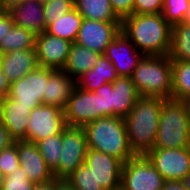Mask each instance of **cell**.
<instances>
[{"instance_id":"6da1fadb","label":"cell","mask_w":190,"mask_h":190,"mask_svg":"<svg viewBox=\"0 0 190 190\" xmlns=\"http://www.w3.org/2000/svg\"><path fill=\"white\" fill-rule=\"evenodd\" d=\"M121 31L144 55H168L172 26L159 14H132L121 21Z\"/></svg>"},{"instance_id":"7a4b0ae2","label":"cell","mask_w":190,"mask_h":190,"mask_svg":"<svg viewBox=\"0 0 190 190\" xmlns=\"http://www.w3.org/2000/svg\"><path fill=\"white\" fill-rule=\"evenodd\" d=\"M166 99L140 96L124 118L134 155H146L155 145L162 104Z\"/></svg>"},{"instance_id":"3957f363","label":"cell","mask_w":190,"mask_h":190,"mask_svg":"<svg viewBox=\"0 0 190 190\" xmlns=\"http://www.w3.org/2000/svg\"><path fill=\"white\" fill-rule=\"evenodd\" d=\"M88 149L113 156L123 163L135 155L131 151L124 118L102 117L84 127Z\"/></svg>"},{"instance_id":"277c9868","label":"cell","mask_w":190,"mask_h":190,"mask_svg":"<svg viewBox=\"0 0 190 190\" xmlns=\"http://www.w3.org/2000/svg\"><path fill=\"white\" fill-rule=\"evenodd\" d=\"M188 147H190L189 102L166 99L161 108L154 148Z\"/></svg>"},{"instance_id":"5b68a950","label":"cell","mask_w":190,"mask_h":190,"mask_svg":"<svg viewBox=\"0 0 190 190\" xmlns=\"http://www.w3.org/2000/svg\"><path fill=\"white\" fill-rule=\"evenodd\" d=\"M130 77L141 96L171 99L172 60L168 55H144Z\"/></svg>"},{"instance_id":"8992f818","label":"cell","mask_w":190,"mask_h":190,"mask_svg":"<svg viewBox=\"0 0 190 190\" xmlns=\"http://www.w3.org/2000/svg\"><path fill=\"white\" fill-rule=\"evenodd\" d=\"M88 150L86 133L83 127L66 126L62 131V149L58 168L53 176L65 180L79 166L84 164Z\"/></svg>"},{"instance_id":"52a82bcc","label":"cell","mask_w":190,"mask_h":190,"mask_svg":"<svg viewBox=\"0 0 190 190\" xmlns=\"http://www.w3.org/2000/svg\"><path fill=\"white\" fill-rule=\"evenodd\" d=\"M164 179L145 155L123 163L120 190H161Z\"/></svg>"},{"instance_id":"ba28073f","label":"cell","mask_w":190,"mask_h":190,"mask_svg":"<svg viewBox=\"0 0 190 190\" xmlns=\"http://www.w3.org/2000/svg\"><path fill=\"white\" fill-rule=\"evenodd\" d=\"M30 120L26 130V141L37 143L49 136L62 133L67 126L64 110L40 104L30 112Z\"/></svg>"},{"instance_id":"9c48e42d","label":"cell","mask_w":190,"mask_h":190,"mask_svg":"<svg viewBox=\"0 0 190 190\" xmlns=\"http://www.w3.org/2000/svg\"><path fill=\"white\" fill-rule=\"evenodd\" d=\"M54 71L52 68L37 66L26 76L11 83L7 97L23 106L43 104L46 81Z\"/></svg>"},{"instance_id":"30bf717a","label":"cell","mask_w":190,"mask_h":190,"mask_svg":"<svg viewBox=\"0 0 190 190\" xmlns=\"http://www.w3.org/2000/svg\"><path fill=\"white\" fill-rule=\"evenodd\" d=\"M145 156L165 181H181L190 172V147L153 148Z\"/></svg>"},{"instance_id":"8fae6325","label":"cell","mask_w":190,"mask_h":190,"mask_svg":"<svg viewBox=\"0 0 190 190\" xmlns=\"http://www.w3.org/2000/svg\"><path fill=\"white\" fill-rule=\"evenodd\" d=\"M67 126L84 127L100 118L99 95L75 87L64 109Z\"/></svg>"},{"instance_id":"7c38bea8","label":"cell","mask_w":190,"mask_h":190,"mask_svg":"<svg viewBox=\"0 0 190 190\" xmlns=\"http://www.w3.org/2000/svg\"><path fill=\"white\" fill-rule=\"evenodd\" d=\"M121 32V21H94L84 18L76 43L104 54L106 47Z\"/></svg>"},{"instance_id":"4fadbf2b","label":"cell","mask_w":190,"mask_h":190,"mask_svg":"<svg viewBox=\"0 0 190 190\" xmlns=\"http://www.w3.org/2000/svg\"><path fill=\"white\" fill-rule=\"evenodd\" d=\"M84 164L87 165L97 184L104 190H120L123 162L100 151L88 149Z\"/></svg>"},{"instance_id":"5bb4252c","label":"cell","mask_w":190,"mask_h":190,"mask_svg":"<svg viewBox=\"0 0 190 190\" xmlns=\"http://www.w3.org/2000/svg\"><path fill=\"white\" fill-rule=\"evenodd\" d=\"M72 42L53 36L46 31L36 36L35 50L38 66L62 70Z\"/></svg>"},{"instance_id":"9a60e30c","label":"cell","mask_w":190,"mask_h":190,"mask_svg":"<svg viewBox=\"0 0 190 190\" xmlns=\"http://www.w3.org/2000/svg\"><path fill=\"white\" fill-rule=\"evenodd\" d=\"M104 56L114 65L119 76L130 77L144 54L121 31L106 47Z\"/></svg>"},{"instance_id":"2e32d148","label":"cell","mask_w":190,"mask_h":190,"mask_svg":"<svg viewBox=\"0 0 190 190\" xmlns=\"http://www.w3.org/2000/svg\"><path fill=\"white\" fill-rule=\"evenodd\" d=\"M14 143L17 145L20 166L26 172L31 183L42 185L55 179L36 143L24 140Z\"/></svg>"},{"instance_id":"e0dca14e","label":"cell","mask_w":190,"mask_h":190,"mask_svg":"<svg viewBox=\"0 0 190 190\" xmlns=\"http://www.w3.org/2000/svg\"><path fill=\"white\" fill-rule=\"evenodd\" d=\"M35 107L18 105V102L9 97L0 100V122L7 128L14 141H26L30 112Z\"/></svg>"},{"instance_id":"ac0fdd59","label":"cell","mask_w":190,"mask_h":190,"mask_svg":"<svg viewBox=\"0 0 190 190\" xmlns=\"http://www.w3.org/2000/svg\"><path fill=\"white\" fill-rule=\"evenodd\" d=\"M14 25L23 27L36 36L46 31L44 4L38 0H22L7 9Z\"/></svg>"},{"instance_id":"d6986e66","label":"cell","mask_w":190,"mask_h":190,"mask_svg":"<svg viewBox=\"0 0 190 190\" xmlns=\"http://www.w3.org/2000/svg\"><path fill=\"white\" fill-rule=\"evenodd\" d=\"M37 66L35 49L0 54V68L10 83L26 76Z\"/></svg>"},{"instance_id":"ffe728a7","label":"cell","mask_w":190,"mask_h":190,"mask_svg":"<svg viewBox=\"0 0 190 190\" xmlns=\"http://www.w3.org/2000/svg\"><path fill=\"white\" fill-rule=\"evenodd\" d=\"M76 87V80L62 70H55L46 81L43 104L65 109Z\"/></svg>"},{"instance_id":"44dd1931","label":"cell","mask_w":190,"mask_h":190,"mask_svg":"<svg viewBox=\"0 0 190 190\" xmlns=\"http://www.w3.org/2000/svg\"><path fill=\"white\" fill-rule=\"evenodd\" d=\"M140 96L131 77L119 76L112 82V116L125 118Z\"/></svg>"},{"instance_id":"7402d4cb","label":"cell","mask_w":190,"mask_h":190,"mask_svg":"<svg viewBox=\"0 0 190 190\" xmlns=\"http://www.w3.org/2000/svg\"><path fill=\"white\" fill-rule=\"evenodd\" d=\"M118 77L114 65L102 54L92 69L76 79V87L95 92L102 85L112 83Z\"/></svg>"},{"instance_id":"603a6c76","label":"cell","mask_w":190,"mask_h":190,"mask_svg":"<svg viewBox=\"0 0 190 190\" xmlns=\"http://www.w3.org/2000/svg\"><path fill=\"white\" fill-rule=\"evenodd\" d=\"M101 55L99 52L74 42L72 43L69 56L62 71L76 80L92 69Z\"/></svg>"},{"instance_id":"cb8c5ba5","label":"cell","mask_w":190,"mask_h":190,"mask_svg":"<svg viewBox=\"0 0 190 190\" xmlns=\"http://www.w3.org/2000/svg\"><path fill=\"white\" fill-rule=\"evenodd\" d=\"M83 19L82 15L74 8L69 13L54 20V22L47 27L46 32L74 43L77 39Z\"/></svg>"},{"instance_id":"d4e9b609","label":"cell","mask_w":190,"mask_h":190,"mask_svg":"<svg viewBox=\"0 0 190 190\" xmlns=\"http://www.w3.org/2000/svg\"><path fill=\"white\" fill-rule=\"evenodd\" d=\"M74 8L89 20L121 21L114 13L110 0H74Z\"/></svg>"},{"instance_id":"484cf974","label":"cell","mask_w":190,"mask_h":190,"mask_svg":"<svg viewBox=\"0 0 190 190\" xmlns=\"http://www.w3.org/2000/svg\"><path fill=\"white\" fill-rule=\"evenodd\" d=\"M171 99L190 101V61L172 60Z\"/></svg>"},{"instance_id":"4316f807","label":"cell","mask_w":190,"mask_h":190,"mask_svg":"<svg viewBox=\"0 0 190 190\" xmlns=\"http://www.w3.org/2000/svg\"><path fill=\"white\" fill-rule=\"evenodd\" d=\"M36 35L27 29L13 25L7 35L0 42V54L13 50L35 49Z\"/></svg>"},{"instance_id":"83f0119b","label":"cell","mask_w":190,"mask_h":190,"mask_svg":"<svg viewBox=\"0 0 190 190\" xmlns=\"http://www.w3.org/2000/svg\"><path fill=\"white\" fill-rule=\"evenodd\" d=\"M168 56L171 60L190 61V24L182 22L172 26Z\"/></svg>"},{"instance_id":"f1b7e54d","label":"cell","mask_w":190,"mask_h":190,"mask_svg":"<svg viewBox=\"0 0 190 190\" xmlns=\"http://www.w3.org/2000/svg\"><path fill=\"white\" fill-rule=\"evenodd\" d=\"M46 165L52 173L58 168L62 149V133L49 136L36 143Z\"/></svg>"},{"instance_id":"f546056e","label":"cell","mask_w":190,"mask_h":190,"mask_svg":"<svg viewBox=\"0 0 190 190\" xmlns=\"http://www.w3.org/2000/svg\"><path fill=\"white\" fill-rule=\"evenodd\" d=\"M65 180L74 190H104L97 184L94 174L85 164L79 166Z\"/></svg>"},{"instance_id":"4dcf8cb0","label":"cell","mask_w":190,"mask_h":190,"mask_svg":"<svg viewBox=\"0 0 190 190\" xmlns=\"http://www.w3.org/2000/svg\"><path fill=\"white\" fill-rule=\"evenodd\" d=\"M189 2L190 0H164L162 14L165 20L171 26L182 23Z\"/></svg>"},{"instance_id":"1f68e13d","label":"cell","mask_w":190,"mask_h":190,"mask_svg":"<svg viewBox=\"0 0 190 190\" xmlns=\"http://www.w3.org/2000/svg\"><path fill=\"white\" fill-rule=\"evenodd\" d=\"M74 9V0H50L44 4V20L46 28L54 20Z\"/></svg>"},{"instance_id":"d6a6232c","label":"cell","mask_w":190,"mask_h":190,"mask_svg":"<svg viewBox=\"0 0 190 190\" xmlns=\"http://www.w3.org/2000/svg\"><path fill=\"white\" fill-rule=\"evenodd\" d=\"M34 186L24 169L19 166L13 174L5 176L1 190H33Z\"/></svg>"},{"instance_id":"836d02e7","label":"cell","mask_w":190,"mask_h":190,"mask_svg":"<svg viewBox=\"0 0 190 190\" xmlns=\"http://www.w3.org/2000/svg\"><path fill=\"white\" fill-rule=\"evenodd\" d=\"M19 166L18 150L15 143L0 151V169L4 176L13 174Z\"/></svg>"},{"instance_id":"e575fe53","label":"cell","mask_w":190,"mask_h":190,"mask_svg":"<svg viewBox=\"0 0 190 190\" xmlns=\"http://www.w3.org/2000/svg\"><path fill=\"white\" fill-rule=\"evenodd\" d=\"M99 95L100 118L112 116V83H106L95 91Z\"/></svg>"},{"instance_id":"d590c367","label":"cell","mask_w":190,"mask_h":190,"mask_svg":"<svg viewBox=\"0 0 190 190\" xmlns=\"http://www.w3.org/2000/svg\"><path fill=\"white\" fill-rule=\"evenodd\" d=\"M163 5L164 0H134L133 14H159Z\"/></svg>"},{"instance_id":"8d00e7d4","label":"cell","mask_w":190,"mask_h":190,"mask_svg":"<svg viewBox=\"0 0 190 190\" xmlns=\"http://www.w3.org/2000/svg\"><path fill=\"white\" fill-rule=\"evenodd\" d=\"M110 4L121 21L133 14L134 0H110Z\"/></svg>"},{"instance_id":"74e56055","label":"cell","mask_w":190,"mask_h":190,"mask_svg":"<svg viewBox=\"0 0 190 190\" xmlns=\"http://www.w3.org/2000/svg\"><path fill=\"white\" fill-rule=\"evenodd\" d=\"M14 22L7 10H0V42L13 27Z\"/></svg>"},{"instance_id":"f35d334b","label":"cell","mask_w":190,"mask_h":190,"mask_svg":"<svg viewBox=\"0 0 190 190\" xmlns=\"http://www.w3.org/2000/svg\"><path fill=\"white\" fill-rule=\"evenodd\" d=\"M7 128L0 122V151L14 144Z\"/></svg>"},{"instance_id":"ab89813d","label":"cell","mask_w":190,"mask_h":190,"mask_svg":"<svg viewBox=\"0 0 190 190\" xmlns=\"http://www.w3.org/2000/svg\"><path fill=\"white\" fill-rule=\"evenodd\" d=\"M10 85V81L7 79L0 68V100L8 96Z\"/></svg>"},{"instance_id":"60d3db41","label":"cell","mask_w":190,"mask_h":190,"mask_svg":"<svg viewBox=\"0 0 190 190\" xmlns=\"http://www.w3.org/2000/svg\"><path fill=\"white\" fill-rule=\"evenodd\" d=\"M161 190H187L181 181H164Z\"/></svg>"},{"instance_id":"b9f144b4","label":"cell","mask_w":190,"mask_h":190,"mask_svg":"<svg viewBox=\"0 0 190 190\" xmlns=\"http://www.w3.org/2000/svg\"><path fill=\"white\" fill-rule=\"evenodd\" d=\"M33 190H56V179L46 184L35 185Z\"/></svg>"},{"instance_id":"7bdbcfd3","label":"cell","mask_w":190,"mask_h":190,"mask_svg":"<svg viewBox=\"0 0 190 190\" xmlns=\"http://www.w3.org/2000/svg\"><path fill=\"white\" fill-rule=\"evenodd\" d=\"M22 0H0V10H7L11 6L20 3Z\"/></svg>"},{"instance_id":"ee69618b","label":"cell","mask_w":190,"mask_h":190,"mask_svg":"<svg viewBox=\"0 0 190 190\" xmlns=\"http://www.w3.org/2000/svg\"><path fill=\"white\" fill-rule=\"evenodd\" d=\"M56 190H74L66 180L56 179Z\"/></svg>"},{"instance_id":"f6af8a7d","label":"cell","mask_w":190,"mask_h":190,"mask_svg":"<svg viewBox=\"0 0 190 190\" xmlns=\"http://www.w3.org/2000/svg\"><path fill=\"white\" fill-rule=\"evenodd\" d=\"M183 186L190 190V172L181 180Z\"/></svg>"},{"instance_id":"bcb514c9","label":"cell","mask_w":190,"mask_h":190,"mask_svg":"<svg viewBox=\"0 0 190 190\" xmlns=\"http://www.w3.org/2000/svg\"><path fill=\"white\" fill-rule=\"evenodd\" d=\"M183 23L190 24V2L189 7L184 15Z\"/></svg>"},{"instance_id":"7dc6e473","label":"cell","mask_w":190,"mask_h":190,"mask_svg":"<svg viewBox=\"0 0 190 190\" xmlns=\"http://www.w3.org/2000/svg\"><path fill=\"white\" fill-rule=\"evenodd\" d=\"M4 178H5V176H4L3 172L0 169V190L2 189V185L4 183Z\"/></svg>"},{"instance_id":"c3c4849f","label":"cell","mask_w":190,"mask_h":190,"mask_svg":"<svg viewBox=\"0 0 190 190\" xmlns=\"http://www.w3.org/2000/svg\"><path fill=\"white\" fill-rule=\"evenodd\" d=\"M40 3H42V4H45V3H47V2H49L50 0H38Z\"/></svg>"}]
</instances>
